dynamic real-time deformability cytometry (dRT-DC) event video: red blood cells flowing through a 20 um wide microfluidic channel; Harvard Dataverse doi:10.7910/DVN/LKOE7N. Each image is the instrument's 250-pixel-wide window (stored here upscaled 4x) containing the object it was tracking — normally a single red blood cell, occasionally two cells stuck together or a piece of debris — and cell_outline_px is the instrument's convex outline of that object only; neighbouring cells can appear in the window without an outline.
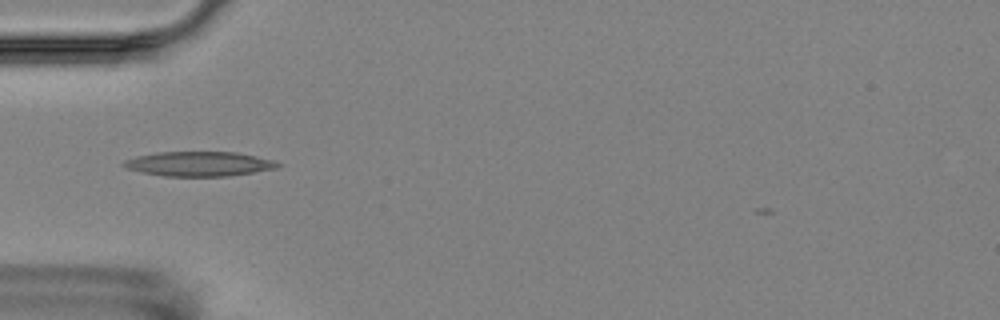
{"species": "Egyptian fruit bat (a non-hibernating species)", "species_latin": "Rousettus aegyptiacus", "temperature_condition": "room temperature", "stored_images_in_passage": 8, "camera_frame_rate_fps": 3000, "um_per_image_px": 0.085, "animal": {"sex": "female"}, "frame": {"image": 1, "passage_image": 6, "time_ms": 5.667, "image_size_px": [1000, 320], "cell_outline_px": [[284, 164], [276, 168], [228, 176], [164, 176], [144, 172], [128, 168], [120, 164], [124, 160], [136, 156], [160, 152], [236, 152], [256, 156], [272, 160]], "centroid_in_image_um": [16.93, 13.92], "position_along_channel_um": 68.1, "area_um2": 21.91}}
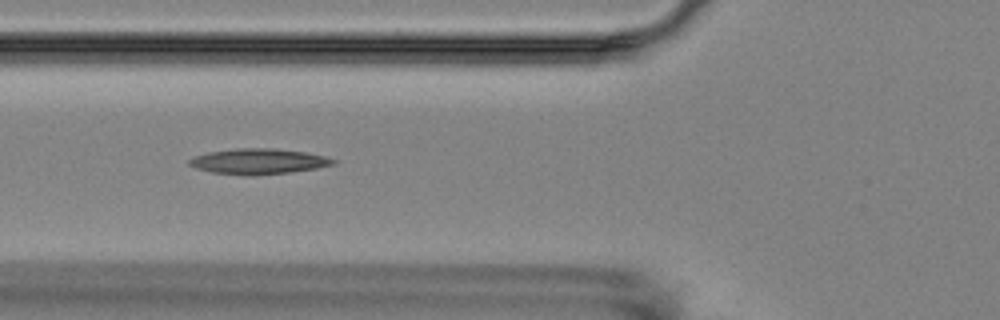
{"frame": {"image": 2, "passage_image": 7, "time_ms": 6.667, "image_size_px": [1000, 320], "cell_outline_px": [[336, 164], [316, 168], [288, 172], [252, 176], [248, 176], [212, 172], [196, 168], [188, 164], [188, 160], [196, 156], [208, 152], [236, 148], [272, 148], [304, 152], [324, 156], [336, 160]], "centroid_in_image_um": [21.95, 13.72], "position_along_channel_um": 103.8, "area_um2": 21.27}}
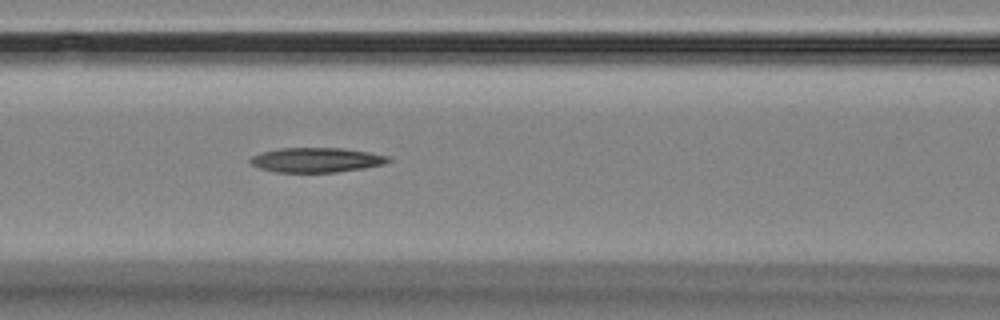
{"frame": {"image": 3, "passage_image": 8, "time_ms": 7.667, "image_size_px": [1000, 320], "cell_outline_px": [[392, 160], [384, 164], [364, 168], [336, 172], [276, 172], [260, 168], [252, 164], [248, 160], [252, 156], [264, 152], [280, 148], [340, 148], [368, 152], [388, 156]], "centroid_in_image_um": [26.9, 13.6], "position_along_channel_um": 139.7, "area_um2": 19.65}}